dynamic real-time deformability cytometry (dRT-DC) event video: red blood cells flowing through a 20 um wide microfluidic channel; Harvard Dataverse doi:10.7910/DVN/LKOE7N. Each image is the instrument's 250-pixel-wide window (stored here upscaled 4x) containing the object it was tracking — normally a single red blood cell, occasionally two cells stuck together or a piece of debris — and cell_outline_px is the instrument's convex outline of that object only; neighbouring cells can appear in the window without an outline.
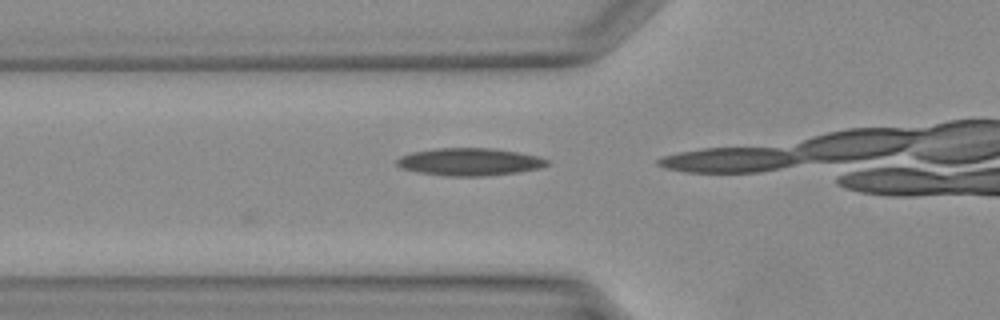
{"species": "Egyptian fruit bat (a non-hibernating species)", "species_latin": "Rousettus aegyptiacus", "temperature_condition": "warm", "stored_images_in_passage": 3, "camera_frame_rate_fps": 3000, "um_per_image_px": 0.085, "animal": {"sex": "female"}, "frame": {"image": 1, "passage_image": 2, "time_ms": 0.333, "image_size_px": [1000, 320], "cell_outline_px": [[552, 164], [540, 168], [516, 172], [484, 176], [448, 176], [420, 172], [400, 168], [396, 164], [396, 160], [400, 156], [412, 152], [436, 148], [488, 148], [516, 152], [536, 156], [548, 160]], "centroid_in_image_um": [39.89, 13.75], "position_along_channel_um": 85.9, "area_um2": 23.93}}